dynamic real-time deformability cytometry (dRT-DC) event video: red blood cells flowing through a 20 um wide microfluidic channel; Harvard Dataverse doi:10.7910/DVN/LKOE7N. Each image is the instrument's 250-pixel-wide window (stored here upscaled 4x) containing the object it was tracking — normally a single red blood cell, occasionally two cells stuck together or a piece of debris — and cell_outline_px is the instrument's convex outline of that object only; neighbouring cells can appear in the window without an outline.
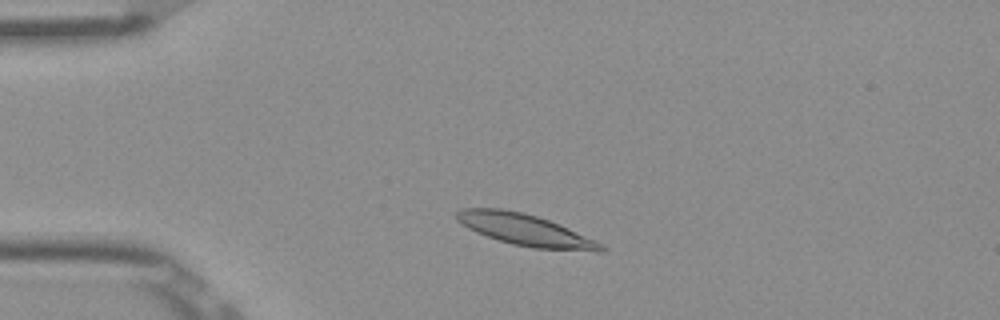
{"species": "Egyptian fruit bat (a non-hibernating species)", "species_latin": "Rousettus aegyptiacus", "temperature_condition": "room temperature", "stored_images_in_passage": 43, "camera_frame_rate_fps": 3000, "um_per_image_px": 0.085, "frame": {"image": 1, "passage_image": 3, "time_ms": 0.667, "image_size_px": [1000, 320], "cell_outline_px": [[608, 248], [604, 252], [596, 252], [532, 248], [512, 244], [476, 232], [460, 224], [456, 220], [456, 212], [460, 208], [500, 208], [524, 212], [548, 220], [568, 228], [596, 240], [604, 244]], "centroid_in_image_um": [44.69, 19.55], "position_along_channel_um": 40.3, "area_um2": 26.76}}
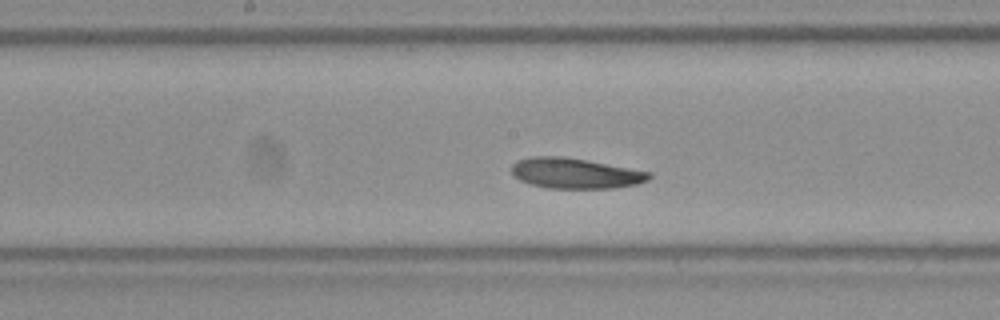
{"frame": {"image": 2, "passage_image": 18, "time_ms": 5.667, "image_size_px": [1000, 320], "cell_outline_px": [[652, 176], [648, 180], [636, 184], [616, 188], [548, 188], [528, 184], [520, 180], [512, 172], [512, 164], [516, 160], [532, 156], [560, 156], [584, 160], [652, 172]], "centroid_in_image_um": [48.88, 14.73], "position_along_channel_um": 199.3, "area_um2": 24.28}}
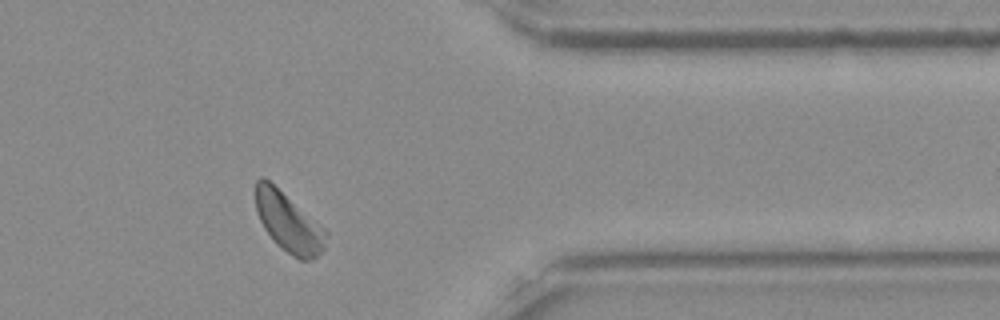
{"frame": {"image": 3, "passage_image": 34, "time_ms": 11.0, "image_size_px": [1000, 320], "cell_outline_px": [[328, 236], [324, 248], [312, 260], [300, 260], [276, 244], [264, 228], [256, 212], [256, 180], [260, 176], [264, 176], [320, 224], [328, 232]], "centroid_in_image_um": [24.52, 18.89], "position_along_channel_um": 386.9, "area_um2": 24.1}, "authors_computed_cell_mechanics": {"area_um2": 24.4494, "velocity_mm_per_s": 3.8123, "shape_relaxation_time_tau1_ms": 2.7603, "shape_relaxation_time_tau2_ms": 1.8405, "deformation_change_tau1": 0.0771, "deformation_change_tau2": 0.0664}}